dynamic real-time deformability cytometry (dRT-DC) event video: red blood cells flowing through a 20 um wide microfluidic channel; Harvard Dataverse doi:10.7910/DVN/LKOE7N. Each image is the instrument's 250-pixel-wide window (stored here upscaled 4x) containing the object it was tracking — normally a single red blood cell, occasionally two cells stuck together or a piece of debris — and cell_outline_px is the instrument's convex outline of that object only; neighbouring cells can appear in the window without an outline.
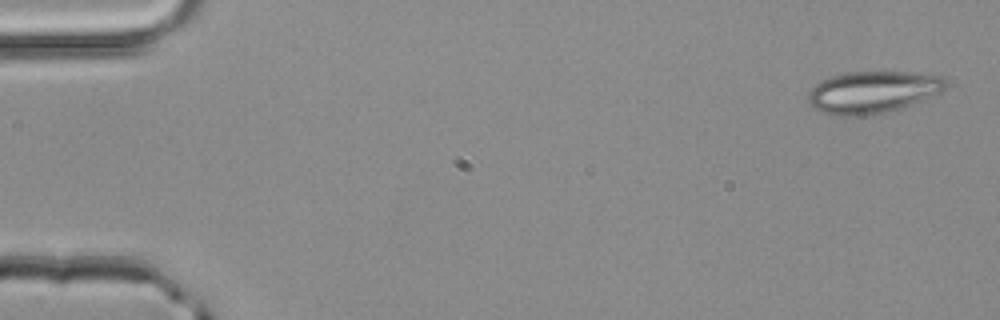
{"species": "common noctule bat (a hibernating species)", "species_latin": "Nyctalus noctula", "temperature_condition": "room temperature", "stored_images_in_passage": 5, "camera_frame_rate_fps": 3000, "um_per_image_px": 0.085, "animal": {"sex": "male", "body_mass_g": 20.4}, "frame": {"image": 1, "passage_image": 1, "time_ms": 0.0, "image_size_px": [1000, 320], "cell_outline_px": [[948, 84], [940, 92], [912, 104], [888, 112], [860, 116], [840, 116], [824, 112], [812, 108], [808, 100], [808, 92], [816, 84], [832, 76], [848, 72], [908, 72], [940, 76]], "centroid_in_image_um": [74.15, 7.84], "position_along_channel_um": 10.8, "area_um2": 33.35}}
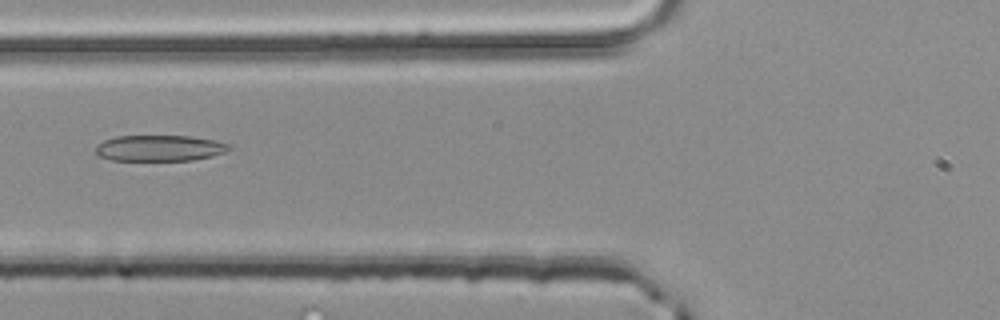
{"frame": {"image": 2, "passage_image": 5, "time_ms": 1.333, "image_size_px": [1000, 320], "cell_outline_px": [[232, 148], [224, 152], [212, 156], [192, 160], [112, 160], [100, 156], [96, 152], [96, 144], [104, 140], [116, 136], [192, 136], [216, 140], [228, 144]], "centroid_in_image_um": [13.57, 12.58], "position_along_channel_um": 112.2, "area_um2": 20.17}}